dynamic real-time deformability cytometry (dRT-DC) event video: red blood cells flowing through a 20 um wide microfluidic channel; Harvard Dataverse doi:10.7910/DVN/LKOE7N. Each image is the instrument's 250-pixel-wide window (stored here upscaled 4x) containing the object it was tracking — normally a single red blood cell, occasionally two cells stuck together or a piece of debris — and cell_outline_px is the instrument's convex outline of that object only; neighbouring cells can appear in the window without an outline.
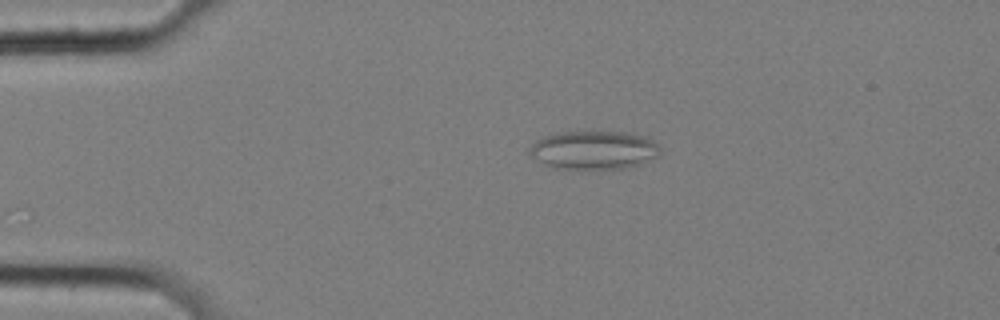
{"species": "common noctule bat (a hibernating species)", "species_latin": "Nyctalus noctula", "temperature_condition": "cold", "stored_images_in_passage": 33, "camera_frame_rate_fps": 3000, "um_per_image_px": 0.085, "animal": {"sex": "female", "body_mass_g": 25.1}, "frame": {"image": 1, "passage_image": 1, "time_ms": 0.0, "image_size_px": [1000, 320], "cell_outline_px": [[660, 156], [640, 164], [628, 168], [580, 172], [552, 168], [528, 156], [528, 148], [536, 140], [544, 136], [564, 132], [592, 128], [624, 132], [644, 136], [660, 144]], "centroid_in_image_um": [50.45, 12.77], "position_along_channel_um": 34.6, "area_um2": 31.39}}
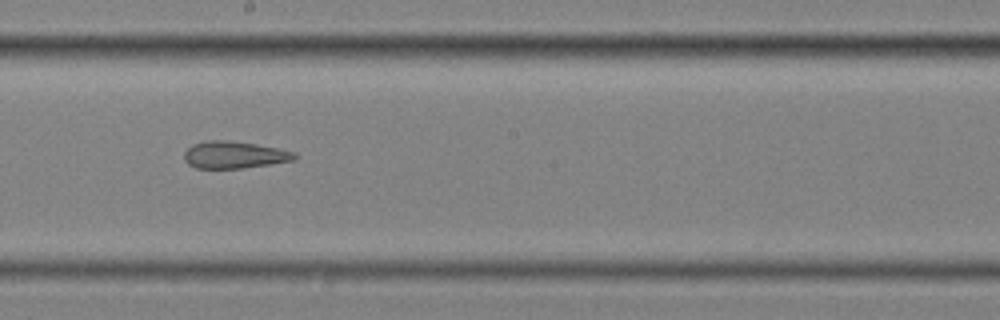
{"frame": {"image": 2, "passage_image": 21, "time_ms": 6.667, "image_size_px": [1000, 320], "cell_outline_px": [[296, 160], [244, 168], [196, 168], [188, 164], [184, 160], [184, 152], [192, 144], [208, 140], [228, 140], [256, 144], [296, 152]], "centroid_in_image_um": [19.9, 13.16], "position_along_channel_um": 228.3, "area_um2": 17.46}}
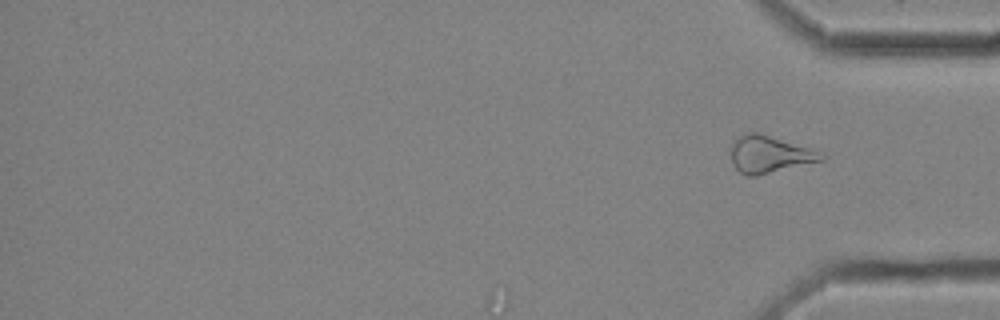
{"frame": {"image": 3, "passage_image": 33, "time_ms": 10.667, "image_size_px": [1000, 320], "cell_outline_px": [[828, 156], [824, 160], [756, 176], [748, 176], [740, 172], [732, 164], [732, 144], [740, 136], [748, 132], [760, 132], [824, 152]], "centroid_in_image_um": [65.47, 13.11], "position_along_channel_um": 369.7, "area_um2": 19.65}, "authors_computed_cell_mechanics": {"area_um2": 17.6868, "velocity_mm_per_s": 3.5384, "shape_relaxation_time_tau1_ms": null, "shape_relaxation_time_tau2_ms": 5.1774, "deformation_change_tau1": null, "deformation_change_tau2": 0.1603}}